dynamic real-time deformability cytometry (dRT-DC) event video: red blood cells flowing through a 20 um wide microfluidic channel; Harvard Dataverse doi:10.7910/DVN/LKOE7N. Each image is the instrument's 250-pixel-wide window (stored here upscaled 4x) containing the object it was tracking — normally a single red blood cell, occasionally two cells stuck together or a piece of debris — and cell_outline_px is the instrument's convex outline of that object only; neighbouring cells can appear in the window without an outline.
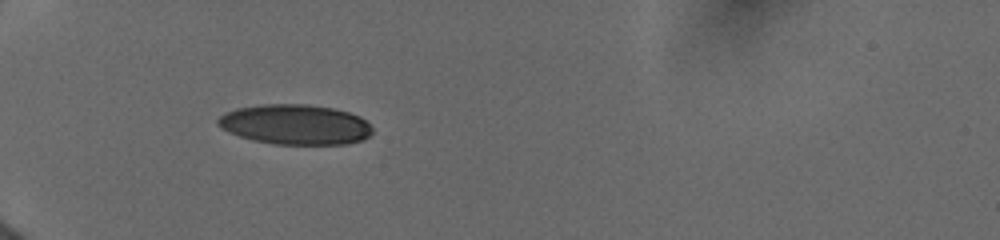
{"species": "human", "species_latin": "Homo sapiens", "temperature_condition": "cold", "stored_images_in_passage": 4, "camera_frame_rate_fps": 3000, "um_per_image_px": 0.085, "donor": {"sex": "female"}, "frame": {"image": 1, "passage_image": 1, "time_ms": 0.0, "image_size_px": [1000, 240], "cell_outline_px": [[372, 132], [364, 140], [348, 144], [276, 144], [252, 140], [228, 132], [220, 128], [216, 124], [216, 120], [224, 112], [236, 108], [260, 104], [308, 104], [332, 108], [348, 112], [360, 116], [372, 128]], "centroid_in_image_um": [25.06, 10.58], "position_along_channel_um": 59.9, "area_um2": 36.3}}
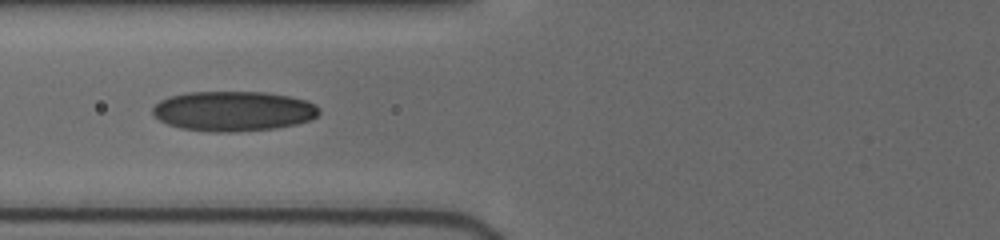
{"frame": {"image": 2, "passage_image": 3, "time_ms": 1.667, "image_size_px": [1000, 240], "cell_outline_px": [[320, 112], [312, 120], [296, 124], [276, 128], [236, 132], [208, 132], [180, 128], [168, 124], [152, 116], [152, 108], [160, 100], [168, 96], [184, 92], [264, 92], [288, 96], [304, 100], [316, 104], [320, 108]], "centroid_in_image_um": [19.81, 9.45], "position_along_channel_um": 106.0, "area_um2": 39.13}}